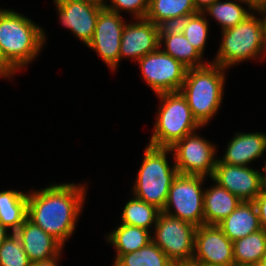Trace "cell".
<instances>
[{
    "label": "cell",
    "instance_id": "9c48e42d",
    "mask_svg": "<svg viewBox=\"0 0 266 266\" xmlns=\"http://www.w3.org/2000/svg\"><path fill=\"white\" fill-rule=\"evenodd\" d=\"M196 132L186 135L170 149L178 174L200 175L211 178L218 157L215 156L217 145Z\"/></svg>",
    "mask_w": 266,
    "mask_h": 266
},
{
    "label": "cell",
    "instance_id": "6da1fadb",
    "mask_svg": "<svg viewBox=\"0 0 266 266\" xmlns=\"http://www.w3.org/2000/svg\"><path fill=\"white\" fill-rule=\"evenodd\" d=\"M85 185L52 183L40 190L27 191V218L65 246L83 210L88 188Z\"/></svg>",
    "mask_w": 266,
    "mask_h": 266
},
{
    "label": "cell",
    "instance_id": "d6a6232c",
    "mask_svg": "<svg viewBox=\"0 0 266 266\" xmlns=\"http://www.w3.org/2000/svg\"><path fill=\"white\" fill-rule=\"evenodd\" d=\"M17 71L4 57L1 48H0V76L3 78L10 79L11 76L16 74Z\"/></svg>",
    "mask_w": 266,
    "mask_h": 266
},
{
    "label": "cell",
    "instance_id": "60d3db41",
    "mask_svg": "<svg viewBox=\"0 0 266 266\" xmlns=\"http://www.w3.org/2000/svg\"><path fill=\"white\" fill-rule=\"evenodd\" d=\"M259 266H266V252L265 254L262 256V259L259 263Z\"/></svg>",
    "mask_w": 266,
    "mask_h": 266
},
{
    "label": "cell",
    "instance_id": "836d02e7",
    "mask_svg": "<svg viewBox=\"0 0 266 266\" xmlns=\"http://www.w3.org/2000/svg\"><path fill=\"white\" fill-rule=\"evenodd\" d=\"M255 13L261 15L260 21H261V27L263 36L266 40V3L261 5L257 10L254 11ZM263 16V17H262Z\"/></svg>",
    "mask_w": 266,
    "mask_h": 266
},
{
    "label": "cell",
    "instance_id": "484cf974",
    "mask_svg": "<svg viewBox=\"0 0 266 266\" xmlns=\"http://www.w3.org/2000/svg\"><path fill=\"white\" fill-rule=\"evenodd\" d=\"M197 13L193 0H149L146 19L157 26L164 20Z\"/></svg>",
    "mask_w": 266,
    "mask_h": 266
},
{
    "label": "cell",
    "instance_id": "ab89813d",
    "mask_svg": "<svg viewBox=\"0 0 266 266\" xmlns=\"http://www.w3.org/2000/svg\"><path fill=\"white\" fill-rule=\"evenodd\" d=\"M81 1L89 2L100 6H105V4L108 3L107 0H81Z\"/></svg>",
    "mask_w": 266,
    "mask_h": 266
},
{
    "label": "cell",
    "instance_id": "9a60e30c",
    "mask_svg": "<svg viewBox=\"0 0 266 266\" xmlns=\"http://www.w3.org/2000/svg\"><path fill=\"white\" fill-rule=\"evenodd\" d=\"M125 25L119 52V63L123 58L138 61L148 53L156 51L159 46V29L146 18H136Z\"/></svg>",
    "mask_w": 266,
    "mask_h": 266
},
{
    "label": "cell",
    "instance_id": "4316f807",
    "mask_svg": "<svg viewBox=\"0 0 266 266\" xmlns=\"http://www.w3.org/2000/svg\"><path fill=\"white\" fill-rule=\"evenodd\" d=\"M173 262L153 241L138 251L121 255L112 266H172Z\"/></svg>",
    "mask_w": 266,
    "mask_h": 266
},
{
    "label": "cell",
    "instance_id": "8992f818",
    "mask_svg": "<svg viewBox=\"0 0 266 266\" xmlns=\"http://www.w3.org/2000/svg\"><path fill=\"white\" fill-rule=\"evenodd\" d=\"M160 105L154 124V131L147 145L157 148H171L186 135L197 132L201 125L192 115L186 98L178 92L157 94Z\"/></svg>",
    "mask_w": 266,
    "mask_h": 266
},
{
    "label": "cell",
    "instance_id": "d590c367",
    "mask_svg": "<svg viewBox=\"0 0 266 266\" xmlns=\"http://www.w3.org/2000/svg\"><path fill=\"white\" fill-rule=\"evenodd\" d=\"M217 0H193L197 12L204 11L208 6Z\"/></svg>",
    "mask_w": 266,
    "mask_h": 266
},
{
    "label": "cell",
    "instance_id": "ba28073f",
    "mask_svg": "<svg viewBox=\"0 0 266 266\" xmlns=\"http://www.w3.org/2000/svg\"><path fill=\"white\" fill-rule=\"evenodd\" d=\"M196 228L187 221L161 211L152 231V241L173 263L191 261L194 257Z\"/></svg>",
    "mask_w": 266,
    "mask_h": 266
},
{
    "label": "cell",
    "instance_id": "8d00e7d4",
    "mask_svg": "<svg viewBox=\"0 0 266 266\" xmlns=\"http://www.w3.org/2000/svg\"><path fill=\"white\" fill-rule=\"evenodd\" d=\"M248 4L247 7L252 11L257 10L261 5L266 3V0H245Z\"/></svg>",
    "mask_w": 266,
    "mask_h": 266
},
{
    "label": "cell",
    "instance_id": "5b68a950",
    "mask_svg": "<svg viewBox=\"0 0 266 266\" xmlns=\"http://www.w3.org/2000/svg\"><path fill=\"white\" fill-rule=\"evenodd\" d=\"M252 12L241 23L221 31L220 48L212 63L230 69L245 60L266 57V40L260 18Z\"/></svg>",
    "mask_w": 266,
    "mask_h": 266
},
{
    "label": "cell",
    "instance_id": "7c38bea8",
    "mask_svg": "<svg viewBox=\"0 0 266 266\" xmlns=\"http://www.w3.org/2000/svg\"><path fill=\"white\" fill-rule=\"evenodd\" d=\"M192 260L201 266H235L233 242L218 225L198 226Z\"/></svg>",
    "mask_w": 266,
    "mask_h": 266
},
{
    "label": "cell",
    "instance_id": "ffe728a7",
    "mask_svg": "<svg viewBox=\"0 0 266 266\" xmlns=\"http://www.w3.org/2000/svg\"><path fill=\"white\" fill-rule=\"evenodd\" d=\"M27 193L17 190L0 192V222L11 232H16L27 219Z\"/></svg>",
    "mask_w": 266,
    "mask_h": 266
},
{
    "label": "cell",
    "instance_id": "f1b7e54d",
    "mask_svg": "<svg viewBox=\"0 0 266 266\" xmlns=\"http://www.w3.org/2000/svg\"><path fill=\"white\" fill-rule=\"evenodd\" d=\"M207 17L202 12L190 15L189 24L183 32L186 39L203 56L208 39L209 24Z\"/></svg>",
    "mask_w": 266,
    "mask_h": 266
},
{
    "label": "cell",
    "instance_id": "5bb4252c",
    "mask_svg": "<svg viewBox=\"0 0 266 266\" xmlns=\"http://www.w3.org/2000/svg\"><path fill=\"white\" fill-rule=\"evenodd\" d=\"M59 21L86 46L92 40L100 10L105 6L81 0H53Z\"/></svg>",
    "mask_w": 266,
    "mask_h": 266
},
{
    "label": "cell",
    "instance_id": "d6986e66",
    "mask_svg": "<svg viewBox=\"0 0 266 266\" xmlns=\"http://www.w3.org/2000/svg\"><path fill=\"white\" fill-rule=\"evenodd\" d=\"M204 190V224L207 225H218L242 202L216 182Z\"/></svg>",
    "mask_w": 266,
    "mask_h": 266
},
{
    "label": "cell",
    "instance_id": "f35d334b",
    "mask_svg": "<svg viewBox=\"0 0 266 266\" xmlns=\"http://www.w3.org/2000/svg\"><path fill=\"white\" fill-rule=\"evenodd\" d=\"M172 266H201V265L191 260V261L174 262Z\"/></svg>",
    "mask_w": 266,
    "mask_h": 266
},
{
    "label": "cell",
    "instance_id": "83f0119b",
    "mask_svg": "<svg viewBox=\"0 0 266 266\" xmlns=\"http://www.w3.org/2000/svg\"><path fill=\"white\" fill-rule=\"evenodd\" d=\"M0 266H31V262L15 232H11L0 245Z\"/></svg>",
    "mask_w": 266,
    "mask_h": 266
},
{
    "label": "cell",
    "instance_id": "b9f144b4",
    "mask_svg": "<svg viewBox=\"0 0 266 266\" xmlns=\"http://www.w3.org/2000/svg\"><path fill=\"white\" fill-rule=\"evenodd\" d=\"M264 161H265V164L263 166V168H264V188L266 189V160H264Z\"/></svg>",
    "mask_w": 266,
    "mask_h": 266
},
{
    "label": "cell",
    "instance_id": "8fae6325",
    "mask_svg": "<svg viewBox=\"0 0 266 266\" xmlns=\"http://www.w3.org/2000/svg\"><path fill=\"white\" fill-rule=\"evenodd\" d=\"M123 16L103 7L97 18L92 40L87 45L106 63L111 71L119 66L122 32L126 25Z\"/></svg>",
    "mask_w": 266,
    "mask_h": 266
},
{
    "label": "cell",
    "instance_id": "277c9868",
    "mask_svg": "<svg viewBox=\"0 0 266 266\" xmlns=\"http://www.w3.org/2000/svg\"><path fill=\"white\" fill-rule=\"evenodd\" d=\"M168 153H172L170 148L147 145L132 188V196L161 211L166 204L172 181L178 174L175 164L171 165L167 160Z\"/></svg>",
    "mask_w": 266,
    "mask_h": 266
},
{
    "label": "cell",
    "instance_id": "d4e9b609",
    "mask_svg": "<svg viewBox=\"0 0 266 266\" xmlns=\"http://www.w3.org/2000/svg\"><path fill=\"white\" fill-rule=\"evenodd\" d=\"M160 212L161 210L156 206L133 196V198L124 205L121 214V223L140 227L152 232Z\"/></svg>",
    "mask_w": 266,
    "mask_h": 266
},
{
    "label": "cell",
    "instance_id": "74e56055",
    "mask_svg": "<svg viewBox=\"0 0 266 266\" xmlns=\"http://www.w3.org/2000/svg\"><path fill=\"white\" fill-rule=\"evenodd\" d=\"M10 233L11 231L0 222V245L5 241Z\"/></svg>",
    "mask_w": 266,
    "mask_h": 266
},
{
    "label": "cell",
    "instance_id": "e575fe53",
    "mask_svg": "<svg viewBox=\"0 0 266 266\" xmlns=\"http://www.w3.org/2000/svg\"><path fill=\"white\" fill-rule=\"evenodd\" d=\"M60 257H61V254L57 257H54L48 260L31 263V266H58Z\"/></svg>",
    "mask_w": 266,
    "mask_h": 266
},
{
    "label": "cell",
    "instance_id": "cb8c5ba5",
    "mask_svg": "<svg viewBox=\"0 0 266 266\" xmlns=\"http://www.w3.org/2000/svg\"><path fill=\"white\" fill-rule=\"evenodd\" d=\"M240 3V4H239ZM242 4H248L245 0H217L208 6L202 13L209 15L217 21L221 31L234 27L241 23L248 15L252 13L251 9H246Z\"/></svg>",
    "mask_w": 266,
    "mask_h": 266
},
{
    "label": "cell",
    "instance_id": "7a4b0ae2",
    "mask_svg": "<svg viewBox=\"0 0 266 266\" xmlns=\"http://www.w3.org/2000/svg\"><path fill=\"white\" fill-rule=\"evenodd\" d=\"M44 30L24 14L0 9V48L17 71L41 53L47 39Z\"/></svg>",
    "mask_w": 266,
    "mask_h": 266
},
{
    "label": "cell",
    "instance_id": "2e32d148",
    "mask_svg": "<svg viewBox=\"0 0 266 266\" xmlns=\"http://www.w3.org/2000/svg\"><path fill=\"white\" fill-rule=\"evenodd\" d=\"M31 263L59 256L63 245L52 235L31 222L28 218L15 232Z\"/></svg>",
    "mask_w": 266,
    "mask_h": 266
},
{
    "label": "cell",
    "instance_id": "52a82bcc",
    "mask_svg": "<svg viewBox=\"0 0 266 266\" xmlns=\"http://www.w3.org/2000/svg\"><path fill=\"white\" fill-rule=\"evenodd\" d=\"M206 177L177 174L169 188L164 213L196 227L204 224V188Z\"/></svg>",
    "mask_w": 266,
    "mask_h": 266
},
{
    "label": "cell",
    "instance_id": "30bf717a",
    "mask_svg": "<svg viewBox=\"0 0 266 266\" xmlns=\"http://www.w3.org/2000/svg\"><path fill=\"white\" fill-rule=\"evenodd\" d=\"M137 63L141 76L156 95L180 91L188 69L161 47L140 58Z\"/></svg>",
    "mask_w": 266,
    "mask_h": 266
},
{
    "label": "cell",
    "instance_id": "7402d4cb",
    "mask_svg": "<svg viewBox=\"0 0 266 266\" xmlns=\"http://www.w3.org/2000/svg\"><path fill=\"white\" fill-rule=\"evenodd\" d=\"M266 252V232L262 229L233 242L235 266L259 265Z\"/></svg>",
    "mask_w": 266,
    "mask_h": 266
},
{
    "label": "cell",
    "instance_id": "4fadbf2b",
    "mask_svg": "<svg viewBox=\"0 0 266 266\" xmlns=\"http://www.w3.org/2000/svg\"><path fill=\"white\" fill-rule=\"evenodd\" d=\"M262 172L250 166H237L217 161L211 180L226 188L241 201H254L264 189Z\"/></svg>",
    "mask_w": 266,
    "mask_h": 266
},
{
    "label": "cell",
    "instance_id": "e0dca14e",
    "mask_svg": "<svg viewBox=\"0 0 266 266\" xmlns=\"http://www.w3.org/2000/svg\"><path fill=\"white\" fill-rule=\"evenodd\" d=\"M266 151V133L236 132L229 140L220 163L237 166H248L258 158H263Z\"/></svg>",
    "mask_w": 266,
    "mask_h": 266
},
{
    "label": "cell",
    "instance_id": "603a6c76",
    "mask_svg": "<svg viewBox=\"0 0 266 266\" xmlns=\"http://www.w3.org/2000/svg\"><path fill=\"white\" fill-rule=\"evenodd\" d=\"M159 46H163L164 52L180 61L187 68H195L206 65L203 57L184 34L159 36Z\"/></svg>",
    "mask_w": 266,
    "mask_h": 266
},
{
    "label": "cell",
    "instance_id": "4dcf8cb0",
    "mask_svg": "<svg viewBox=\"0 0 266 266\" xmlns=\"http://www.w3.org/2000/svg\"><path fill=\"white\" fill-rule=\"evenodd\" d=\"M189 21L190 15L166 19L158 25L159 36L182 34Z\"/></svg>",
    "mask_w": 266,
    "mask_h": 266
},
{
    "label": "cell",
    "instance_id": "44dd1931",
    "mask_svg": "<svg viewBox=\"0 0 266 266\" xmlns=\"http://www.w3.org/2000/svg\"><path fill=\"white\" fill-rule=\"evenodd\" d=\"M106 241L115 247L116 256L114 262L121 256L129 252L138 251L152 241V232L149 230L120 224L117 228L106 235Z\"/></svg>",
    "mask_w": 266,
    "mask_h": 266
},
{
    "label": "cell",
    "instance_id": "1f68e13d",
    "mask_svg": "<svg viewBox=\"0 0 266 266\" xmlns=\"http://www.w3.org/2000/svg\"><path fill=\"white\" fill-rule=\"evenodd\" d=\"M258 212L260 227L266 232V189L264 188L253 201Z\"/></svg>",
    "mask_w": 266,
    "mask_h": 266
},
{
    "label": "cell",
    "instance_id": "3957f363",
    "mask_svg": "<svg viewBox=\"0 0 266 266\" xmlns=\"http://www.w3.org/2000/svg\"><path fill=\"white\" fill-rule=\"evenodd\" d=\"M226 70L209 61L204 66L187 69L180 92L202 127L209 124L221 107Z\"/></svg>",
    "mask_w": 266,
    "mask_h": 266
},
{
    "label": "cell",
    "instance_id": "f546056e",
    "mask_svg": "<svg viewBox=\"0 0 266 266\" xmlns=\"http://www.w3.org/2000/svg\"><path fill=\"white\" fill-rule=\"evenodd\" d=\"M110 4H105L109 10L122 14L127 11L132 14V18H145L149 8V0H109Z\"/></svg>",
    "mask_w": 266,
    "mask_h": 266
},
{
    "label": "cell",
    "instance_id": "ac0fdd59",
    "mask_svg": "<svg viewBox=\"0 0 266 266\" xmlns=\"http://www.w3.org/2000/svg\"><path fill=\"white\" fill-rule=\"evenodd\" d=\"M218 226L232 242L260 230V220L254 202L242 201Z\"/></svg>",
    "mask_w": 266,
    "mask_h": 266
}]
</instances>
